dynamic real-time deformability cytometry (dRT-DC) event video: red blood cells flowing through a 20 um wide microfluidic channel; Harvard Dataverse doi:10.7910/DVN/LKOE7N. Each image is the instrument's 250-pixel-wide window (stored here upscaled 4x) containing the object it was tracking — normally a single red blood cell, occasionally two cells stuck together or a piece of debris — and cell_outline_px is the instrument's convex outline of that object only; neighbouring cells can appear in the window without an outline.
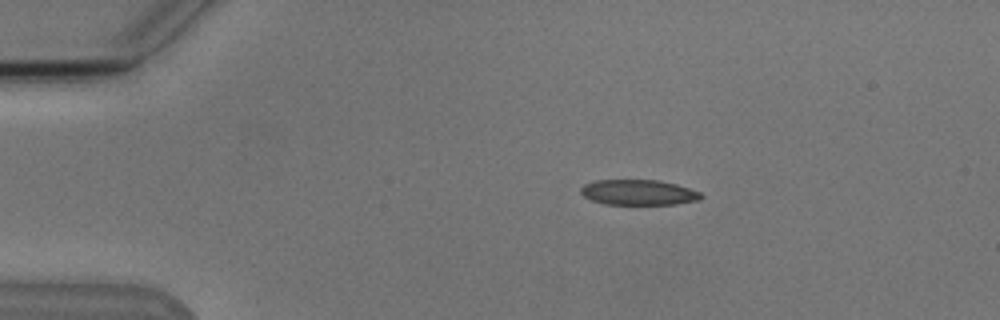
{"species": "Egyptian fruit bat (a non-hibernating species)", "species_latin": "Rousettus aegyptiacus", "temperature_condition": "cold", "stored_images_in_passage": 9, "camera_frame_rate_fps": 3000, "um_per_image_px": 0.085, "animal": {"sex": "male"}, "frame": {"image": 1, "passage_image": 2, "time_ms": 2.0, "image_size_px": [1000, 320], "cell_outline_px": [[704, 196], [700, 200], [676, 204], [604, 204], [592, 200], [584, 196], [580, 192], [580, 188], [584, 184], [596, 180], [660, 180], [676, 184], [700, 192]], "centroid_in_image_um": [54.28, 16.35], "position_along_channel_um": 30.7, "area_um2": 17.8}}
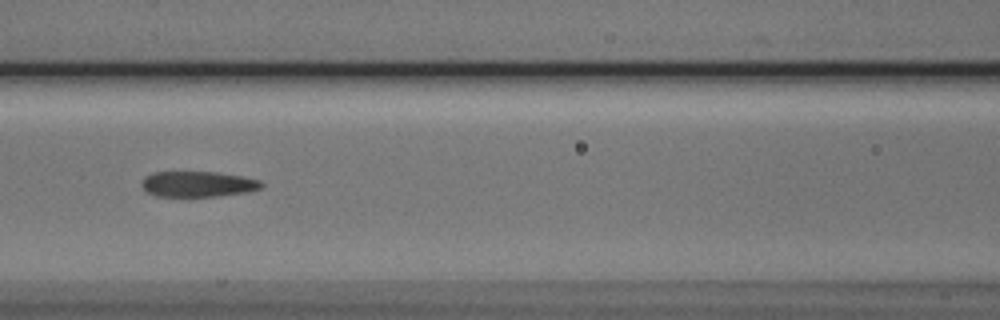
{"frame": {"image": 2, "passage_image": 6, "time_ms": 6.667, "image_size_px": [1000, 320], "cell_outline_px": [[264, 184], [260, 188], [248, 192], [216, 196], [156, 196], [148, 192], [140, 184], [140, 180], [144, 176], [152, 172], [216, 172], [240, 176], [260, 180]], "centroid_in_image_um": [16.78, 15.64], "position_along_channel_um": 149.8, "area_um2": 17.86}}
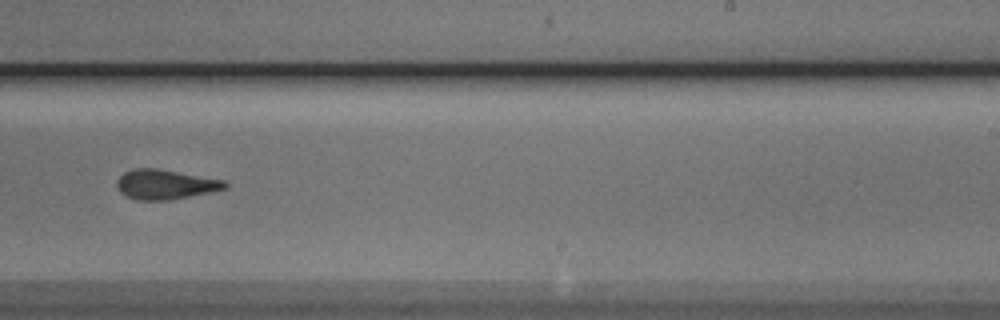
{"frame": {"image": 3, "passage_image": 9, "time_ms": 10.0, "image_size_px": [1000, 320], "cell_outline_px": [[228, 188], [168, 200], [140, 200], [128, 196], [120, 192], [116, 184], [116, 180], [124, 172], [136, 168], [156, 168], [224, 180], [228, 184]], "centroid_in_image_um": [14.03, 15.66], "position_along_channel_um": 275.0, "area_um2": 18.44}}